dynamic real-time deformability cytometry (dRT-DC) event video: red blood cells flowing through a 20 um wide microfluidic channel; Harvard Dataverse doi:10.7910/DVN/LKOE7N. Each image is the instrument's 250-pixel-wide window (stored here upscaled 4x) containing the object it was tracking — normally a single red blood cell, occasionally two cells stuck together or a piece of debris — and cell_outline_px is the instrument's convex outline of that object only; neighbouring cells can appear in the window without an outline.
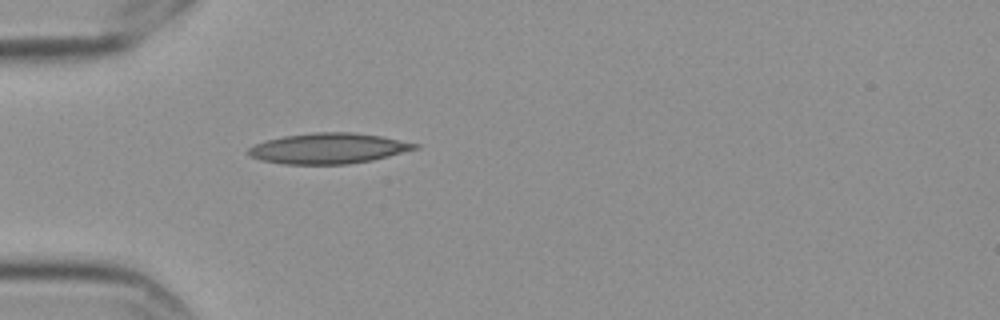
{"species": "Egyptian fruit bat (a non-hibernating species)", "species_latin": "Rousettus aegyptiacus", "temperature_condition": "cold", "stored_images_in_passage": 1, "camera_frame_rate_fps": 3000, "um_per_image_px": 0.085, "frame": {"image": 1, "passage_image": 1, "time_ms": 0.0, "image_size_px": [1000, 320], "cell_outline_px": [[420, 148], [372, 160], [348, 164], [284, 164], [260, 160], [252, 156], [248, 152], [248, 148], [256, 144], [268, 140], [284, 136], [312, 132], [352, 132], [380, 136], [420, 144]], "centroid_in_image_um": [27.94, 12.61], "position_along_channel_um": 57.1, "area_um2": 29.48}}